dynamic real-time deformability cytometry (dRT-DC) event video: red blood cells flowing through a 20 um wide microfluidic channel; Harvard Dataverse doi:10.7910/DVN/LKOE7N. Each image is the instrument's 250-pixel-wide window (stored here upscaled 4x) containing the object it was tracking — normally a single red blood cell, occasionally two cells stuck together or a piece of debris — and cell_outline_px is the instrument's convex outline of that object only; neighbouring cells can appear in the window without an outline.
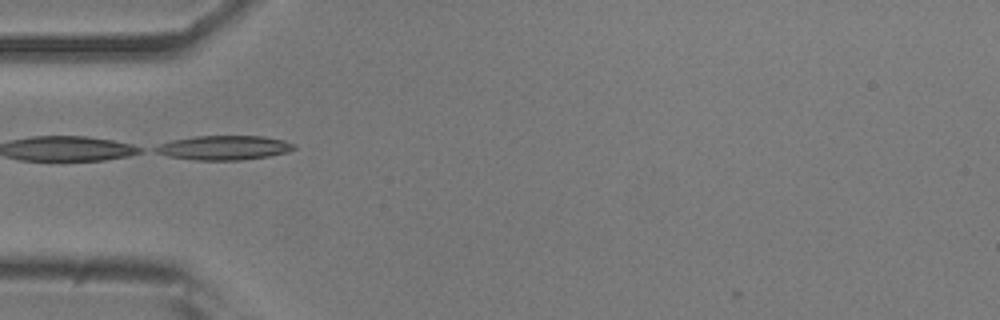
{"species": "common noctule bat (a hibernating species)", "species_latin": "Nyctalus noctula", "temperature_condition": "room temperature", "stored_images_in_passage": 7, "camera_frame_rate_fps": 3000, "um_per_image_px": 0.085, "animal": {"sex": "male", "body_mass_g": 20.5, "forearm_length_mm": 52.5}, "frame": {"image": 1, "passage_image": 1, "time_ms": 0.0, "image_size_px": [1000, 320], "cell_outline_px": [[296, 148], [288, 152], [268, 156], [240, 160], [196, 160], [168, 156], [156, 152], [152, 148], [160, 144], [172, 140], [192, 136], [264, 136], [284, 140], [296, 144]], "centroid_in_image_um": [19.05, 12.55], "position_along_channel_um": 65.9, "area_um2": 19.71}}